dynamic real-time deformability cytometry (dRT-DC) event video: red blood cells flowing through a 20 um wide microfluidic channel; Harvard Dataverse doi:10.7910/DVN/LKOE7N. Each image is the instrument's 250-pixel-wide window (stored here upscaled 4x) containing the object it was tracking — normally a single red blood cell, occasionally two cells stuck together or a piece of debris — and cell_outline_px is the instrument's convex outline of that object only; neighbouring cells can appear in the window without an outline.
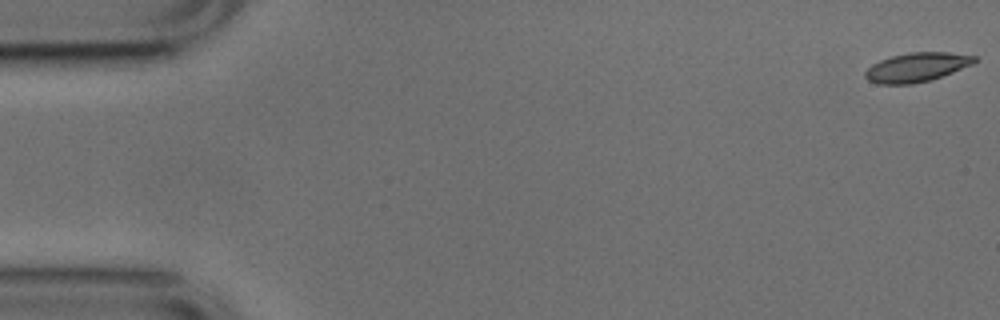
{"species": "common noctule bat (a hibernating species)", "species_latin": "Nyctalus noctula", "temperature_condition": "cold", "stored_images_in_passage": 10, "camera_frame_rate_fps": 3000, "um_per_image_px": 0.085, "animal": {"sex": "male", "body_mass_g": 17.9, "forearm_length_mm": 54.2}, "frame": {"image": 1, "passage_image": 1, "time_ms": 0.0, "image_size_px": [1000, 320], "cell_outline_px": [[976, 60], [972, 64], [932, 80], [912, 84], [876, 84], [868, 80], [864, 76], [864, 72], [872, 64], [880, 60], [892, 56], [908, 52], [948, 52], [976, 56]], "centroid_in_image_um": [77.88, 5.72], "position_along_channel_um": 7.1, "area_um2": 18.55}}